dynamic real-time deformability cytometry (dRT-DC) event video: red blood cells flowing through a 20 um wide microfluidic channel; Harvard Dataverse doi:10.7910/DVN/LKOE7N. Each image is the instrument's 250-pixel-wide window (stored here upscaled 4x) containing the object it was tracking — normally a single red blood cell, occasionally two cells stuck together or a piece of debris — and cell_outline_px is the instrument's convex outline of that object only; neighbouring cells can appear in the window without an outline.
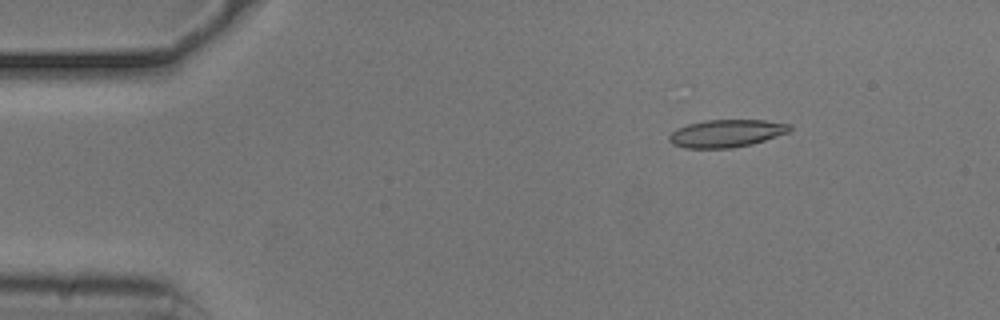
{"species": "common noctule bat (a hibernating species)", "species_latin": "Nyctalus noctula", "temperature_condition": "cold", "stored_images_in_passage": 51, "camera_frame_rate_fps": 3000, "um_per_image_px": 0.085, "animal": {"sex": "male", "body_mass_g": 20.5, "forearm_length_mm": 52.5}, "frame": {"image": 1, "passage_image": 5, "time_ms": 1.333, "image_size_px": [1000, 320], "cell_outline_px": [[792, 128], [788, 132], [752, 144], [732, 148], [684, 148], [672, 144], [668, 140], [668, 136], [672, 132], [688, 124], [704, 120], [764, 120], [792, 124]], "centroid_in_image_um": [61.74, 11.34], "position_along_channel_um": 23.3, "area_um2": 19.36}}
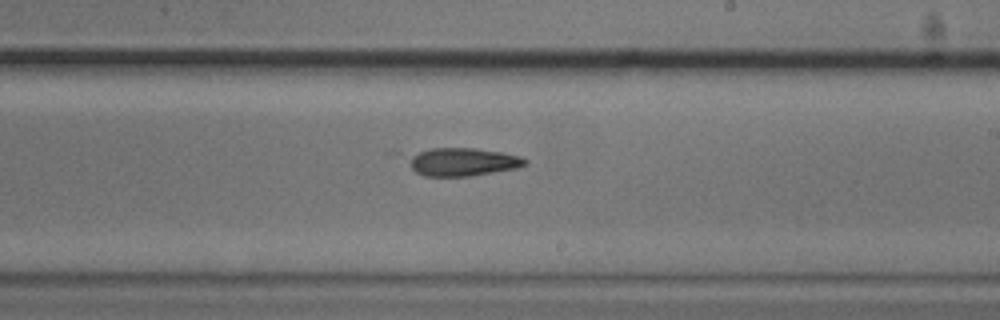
{"frame": {"image": 2, "passage_image": 29, "time_ms": 9.333, "image_size_px": [1000, 320], "cell_outline_px": [[528, 164], [520, 168], [468, 176], [424, 176], [416, 172], [384, 152], [432, 148], [476, 148], [504, 152], [520, 156], [528, 160]], "centroid_in_image_um": [38.89, 13.71], "position_along_channel_um": 250.1, "area_um2": 21.33}}
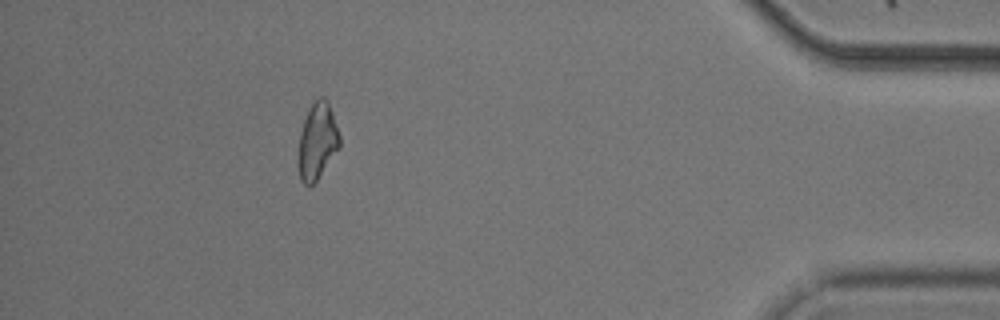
{"frame": {"image": 3, "passage_image": 46, "time_ms": 15.0, "image_size_px": [1000, 320], "cell_outline_px": [[340, 148], [316, 180], [312, 184], [304, 184], [300, 180], [296, 164], [300, 132], [304, 120], [312, 104], [320, 96], [324, 96], [328, 100], [340, 136]], "centroid_in_image_um": [26.95, 12.02], "position_along_channel_um": 408.2, "area_um2": 18.55}}